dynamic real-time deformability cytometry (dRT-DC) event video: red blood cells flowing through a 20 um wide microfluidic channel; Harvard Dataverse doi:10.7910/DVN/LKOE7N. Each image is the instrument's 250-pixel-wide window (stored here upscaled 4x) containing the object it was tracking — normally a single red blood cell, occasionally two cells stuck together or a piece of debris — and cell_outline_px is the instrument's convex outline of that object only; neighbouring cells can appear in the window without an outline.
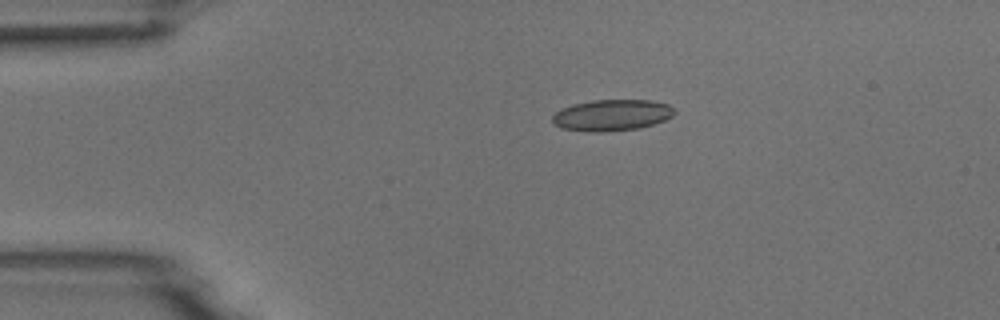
{"species": "common noctule bat (a hibernating species)", "species_latin": "Nyctalus noctula", "temperature_condition": "room temperature", "stored_images_in_passage": 2, "camera_frame_rate_fps": 3000, "um_per_image_px": 0.085, "animal": {"sex": "male", "body_mass_g": 18.8}, "frame": {"image": 1, "passage_image": 1, "time_ms": 0.0, "image_size_px": [1000, 320], "cell_outline_px": [[676, 112], [672, 116], [664, 120], [640, 128], [604, 132], [588, 132], [560, 128], [552, 124], [552, 116], [556, 112], [572, 104], [592, 100], [652, 100], [668, 104], [676, 108]], "centroid_in_image_um": [52.0, 9.79], "position_along_channel_um": 33.0, "area_um2": 22.48}}